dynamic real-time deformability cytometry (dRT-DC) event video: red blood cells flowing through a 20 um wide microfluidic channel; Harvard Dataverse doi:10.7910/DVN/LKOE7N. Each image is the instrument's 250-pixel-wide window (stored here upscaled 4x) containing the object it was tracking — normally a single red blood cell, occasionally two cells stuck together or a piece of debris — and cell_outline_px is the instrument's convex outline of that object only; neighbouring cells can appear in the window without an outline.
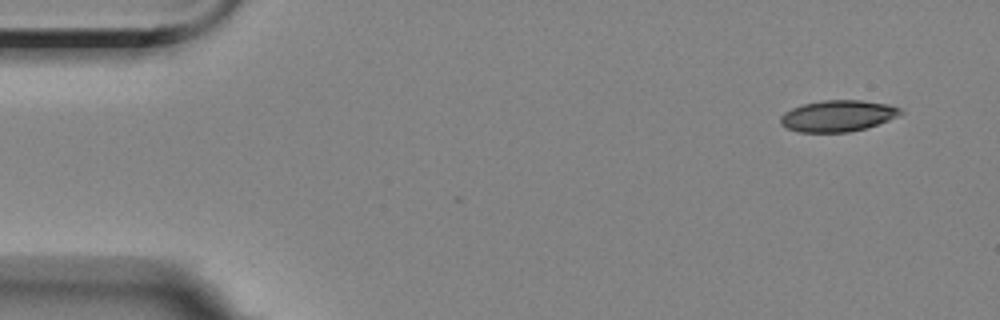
{"species": "Egyptian fruit bat (a non-hibernating species)", "species_latin": "Rousettus aegyptiacus", "temperature_condition": "room temperature", "stored_images_in_passage": 8, "camera_frame_rate_fps": 3000, "um_per_image_px": 0.085, "animal": {"sex": "female"}, "frame": {"image": 1, "passage_image": 1, "time_ms": 0.0, "image_size_px": [1000, 320], "cell_outline_px": [[904, 112], [900, 116], [864, 128], [848, 132], [796, 132], [784, 128], [780, 124], [780, 116], [784, 112], [792, 108], [804, 104], [820, 100], [860, 100], [888, 104], [900, 108]], "centroid_in_image_um": [71.18, 9.85], "position_along_channel_um": 13.8, "area_um2": 22.02}}
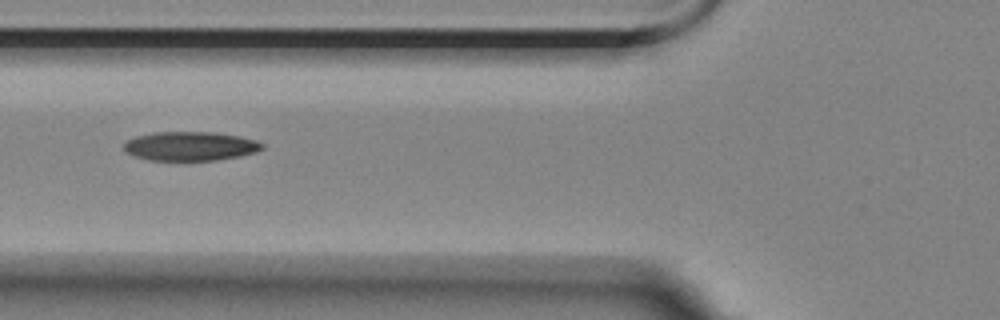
{"frame": {"image": 2, "passage_image": 6, "time_ms": 5.667, "image_size_px": [1000, 320], "cell_outline_px": [[264, 148], [256, 152], [240, 156], [216, 160], [148, 160], [136, 156], [128, 152], [124, 148], [124, 144], [128, 140], [136, 136], [152, 132], [216, 132], [240, 136], [256, 140], [264, 144]], "centroid_in_image_um": [16.22, 12.41], "position_along_channel_um": 109.6, "area_um2": 23.41}}
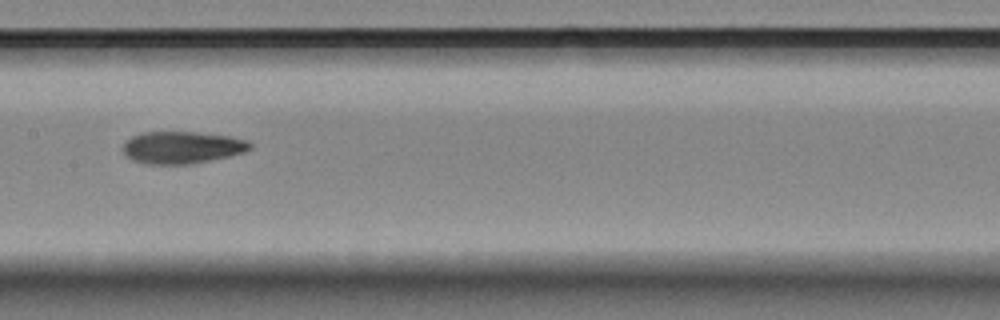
{"frame": {"image": 3, "passage_image": 8, "time_ms": 8.0, "image_size_px": [1000, 320], "cell_outline_px": [[252, 148], [244, 152], [228, 156], [188, 164], [148, 164], [132, 160], [124, 152], [124, 144], [132, 136], [144, 132], [196, 132], [228, 136], [248, 140], [252, 144]], "centroid_in_image_um": [15.49, 12.53], "position_along_channel_um": 191.9, "area_um2": 23.52}}